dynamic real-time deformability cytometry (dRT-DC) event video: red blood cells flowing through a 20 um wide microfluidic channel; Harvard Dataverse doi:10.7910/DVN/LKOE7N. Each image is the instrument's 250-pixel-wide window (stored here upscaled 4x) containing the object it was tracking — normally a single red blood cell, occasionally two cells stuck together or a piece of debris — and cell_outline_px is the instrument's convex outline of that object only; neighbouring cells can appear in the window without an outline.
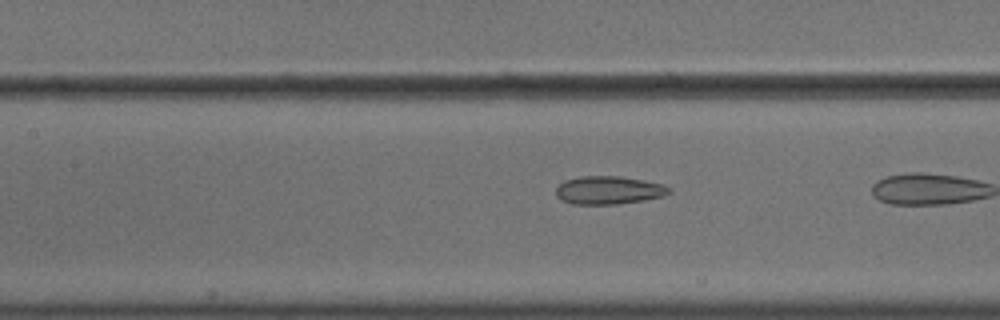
{"species": "common noctule bat (a hibernating species)", "species_latin": "Nyctalus noctula", "temperature_condition": "cold", "stored_images_in_passage": 28, "camera_frame_rate_fps": 3000, "um_per_image_px": 0.085, "animal": {"sex": "male", "body_mass_g": 18.8}, "frame": {"image": 1, "passage_image": 24, "time_ms": 7.667, "image_size_px": [1000, 320], "cell_outline_px": [[672, 192], [664, 196], [616, 204], [572, 204], [560, 200], [556, 196], [556, 188], [564, 180], [580, 176], [620, 176], [644, 180], [660, 184], [672, 188]], "centroid_in_image_um": [51.71, 16.16], "position_along_channel_um": 155.7, "area_um2": 18.55}}